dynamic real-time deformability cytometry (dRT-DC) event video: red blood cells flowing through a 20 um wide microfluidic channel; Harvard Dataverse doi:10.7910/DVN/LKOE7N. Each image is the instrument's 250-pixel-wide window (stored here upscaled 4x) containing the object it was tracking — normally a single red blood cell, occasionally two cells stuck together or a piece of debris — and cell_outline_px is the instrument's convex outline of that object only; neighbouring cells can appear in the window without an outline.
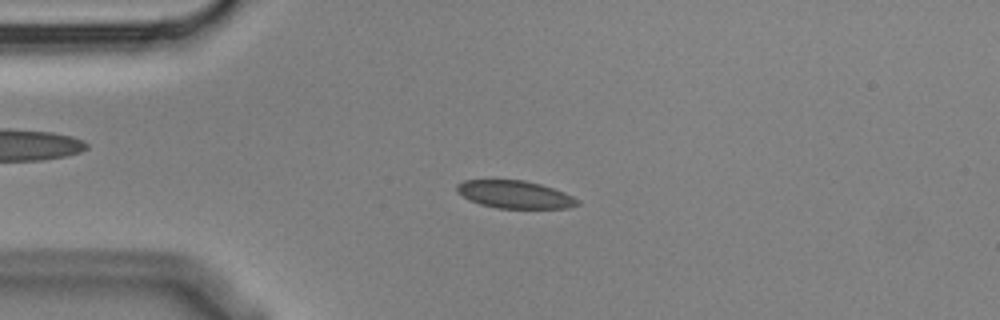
{"species": "Egyptian fruit bat (a non-hibernating species)", "species_latin": "Rousettus aegyptiacus", "temperature_condition": "cold", "stored_images_in_passage": 2, "camera_frame_rate_fps": 3000, "um_per_image_px": 0.085, "animal": {"sex": "male"}, "frame": {"image": 1, "passage_image": 1, "time_ms": 0.0, "image_size_px": [1000, 320], "cell_outline_px": [[580, 204], [568, 208], [496, 208], [480, 204], [456, 192], [456, 184], [464, 180], [524, 180], [540, 184], [564, 192], [580, 200]], "centroid_in_image_um": [43.77, 16.53], "position_along_channel_um": 41.2, "area_um2": 19.36}}